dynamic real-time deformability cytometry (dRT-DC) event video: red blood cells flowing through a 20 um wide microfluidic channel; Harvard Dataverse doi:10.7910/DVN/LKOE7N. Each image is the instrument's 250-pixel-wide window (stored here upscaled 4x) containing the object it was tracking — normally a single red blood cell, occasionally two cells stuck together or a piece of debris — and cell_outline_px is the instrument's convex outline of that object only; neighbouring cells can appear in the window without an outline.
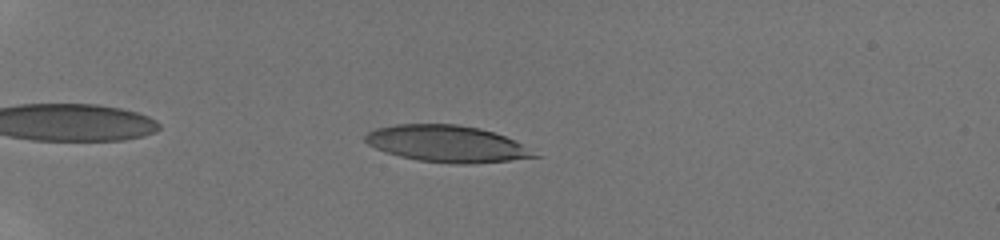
{"species": "human", "species_latin": "Homo sapiens", "temperature_condition": "room temperature", "stored_images_in_passage": 50, "camera_frame_rate_fps": 3000, "um_per_image_px": 0.085, "donor": {"sex": "male"}, "frame": {"image": 1, "passage_image": 7, "time_ms": 2.0, "image_size_px": [1000, 240], "cell_outline_px": [[544, 156], [472, 164], [452, 164], [420, 160], [400, 156], [384, 152], [368, 144], [364, 140], [364, 136], [368, 132], [376, 128], [396, 124], [456, 124], [480, 128], [504, 136]], "centroid_in_image_um": [37.96, 12.22], "position_along_channel_um": 47.0, "area_um2": 35.95}}
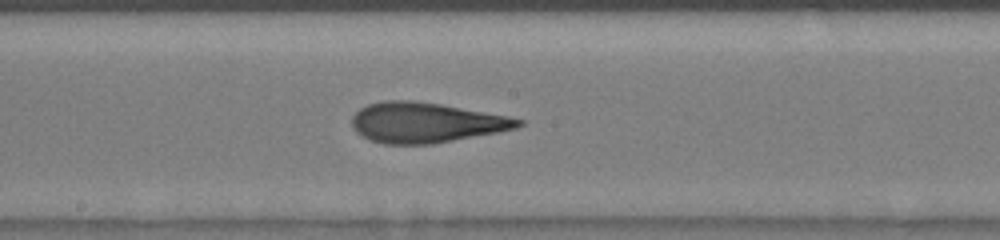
{"frame": {"image": 2, "passage_image": 23, "time_ms": 7.333, "image_size_px": [1000, 240], "cell_outline_px": [[524, 124], [516, 128], [500, 132], [432, 144], [384, 144], [360, 136], [352, 128], [352, 116], [360, 108], [368, 104], [384, 100], [412, 100], [440, 104], [508, 116], [524, 120]], "centroid_in_image_um": [36.18, 10.42], "position_along_channel_um": 212.0, "area_um2": 39.02}}
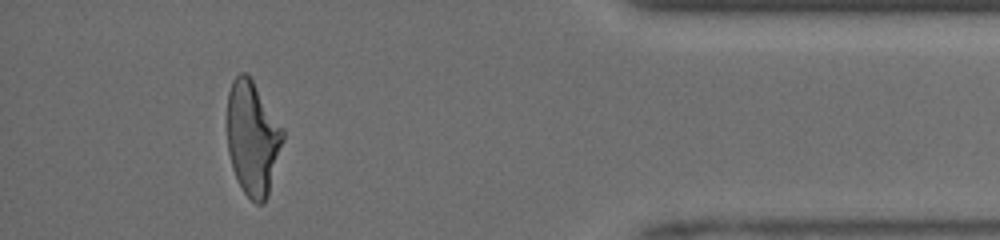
{"frame": {"image": 3, "passage_image": 46, "time_ms": 13.0, "image_size_px": [1000, 240], "cell_outline_px": [[284, 140], [268, 196], [264, 204], [256, 204], [244, 192], [232, 168], [228, 152], [228, 92], [232, 80], [240, 72], [244, 72], [252, 80], [284, 128]], "centroid_in_image_um": [21.49, 11.75], "position_along_channel_um": 413.7, "area_um2": 36.99}, "authors_computed_cell_mechanics": {"area_um2": 37.8301, "velocity_mm_per_s": 4.1486, "shape_relaxation_time_tau1_ms": 4.8958, "shape_relaxation_time_tau2_ms": 1.4255, "deformation_change_tau1": 0.2298, "deformation_change_tau2": 0.115}}